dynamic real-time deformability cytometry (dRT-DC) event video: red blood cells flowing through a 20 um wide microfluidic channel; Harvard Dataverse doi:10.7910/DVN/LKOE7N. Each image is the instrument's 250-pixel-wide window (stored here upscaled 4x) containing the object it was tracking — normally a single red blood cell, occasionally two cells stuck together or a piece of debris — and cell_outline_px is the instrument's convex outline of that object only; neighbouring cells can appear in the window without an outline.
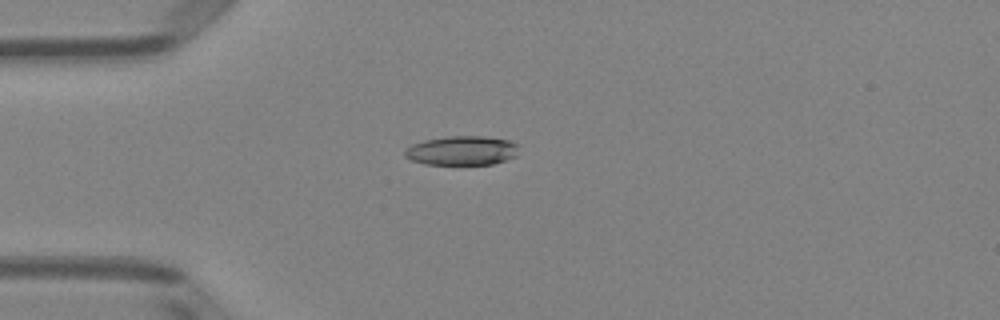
{"species": "Egyptian fruit bat (a non-hibernating species)", "species_latin": "Rousettus aegyptiacus", "temperature_condition": "room temperature", "stored_images_in_passage": 39, "camera_frame_rate_fps": 3000, "um_per_image_px": 0.085, "animal": {"sex": "female"}, "frame": {"image": 1, "passage_image": 2, "time_ms": 0.333, "image_size_px": [1000, 320], "cell_outline_px": [[516, 156], [492, 164], [424, 164], [412, 160], [404, 156], [404, 148], [412, 144], [424, 140], [448, 136], [484, 136], [508, 140], [516, 144]], "centroid_in_image_um": [39.2, 12.79], "position_along_channel_um": 45.8, "area_um2": 19.31}}
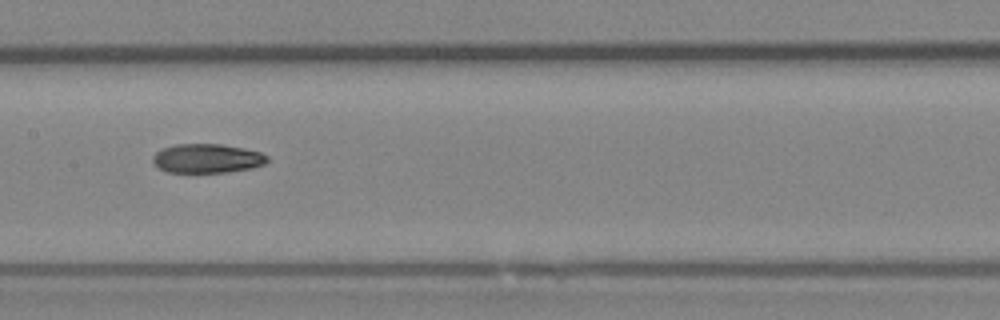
{"frame": {"image": 2, "passage_image": 14, "time_ms": 4.333, "image_size_px": [1000, 320], "cell_outline_px": [[268, 160], [264, 164], [252, 168], [228, 172], [168, 172], [160, 168], [152, 160], [152, 156], [156, 152], [164, 148], [176, 144], [220, 144], [244, 148], [260, 152], [268, 156]], "centroid_in_image_um": [17.62, 13.46], "position_along_channel_um": 189.8, "area_um2": 19.31}}
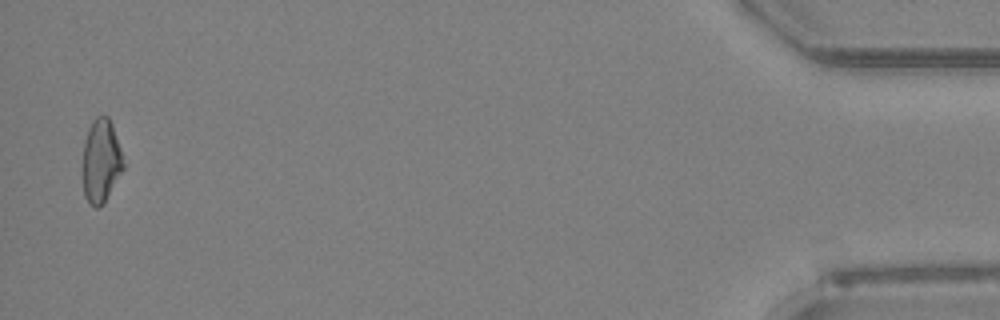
{"frame": {"image": 3, "passage_image": 38, "time_ms": 12.333, "image_size_px": [1000, 320], "cell_outline_px": [[124, 168], [104, 204], [96, 208], [88, 204], [84, 196], [80, 168], [84, 140], [88, 128], [92, 120], [96, 116], [108, 116], [112, 124], [120, 148], [124, 164]], "centroid_in_image_um": [8.53, 13.72], "position_along_channel_um": 426.7, "area_um2": 20.52}, "authors_computed_cell_mechanics": {"area_um2": 19.941, "velocity_mm_per_s": 4.0627, "shape_relaxation_time_tau1_ms": 3.552, "shape_relaxation_time_tau2_ms": 6.996, "deformation_change_tau1": 0.1438, "deformation_change_tau2": 0.159}}